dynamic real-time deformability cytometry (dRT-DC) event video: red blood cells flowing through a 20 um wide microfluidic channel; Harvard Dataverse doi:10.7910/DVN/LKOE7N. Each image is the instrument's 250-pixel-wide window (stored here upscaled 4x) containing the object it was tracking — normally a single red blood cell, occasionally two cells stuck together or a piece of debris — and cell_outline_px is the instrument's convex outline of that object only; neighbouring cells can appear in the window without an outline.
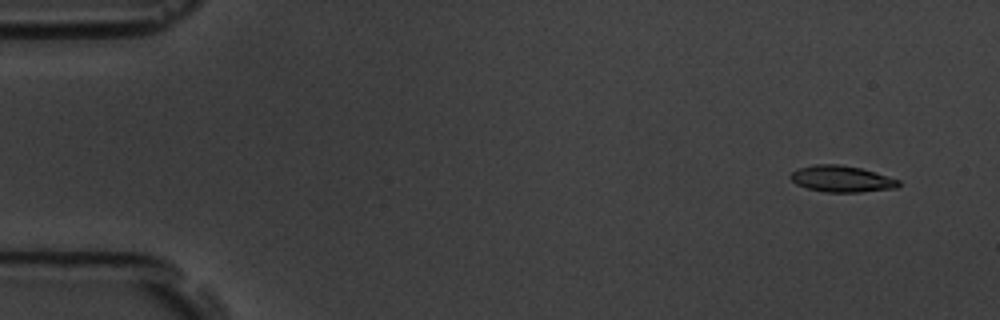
{"species": "common noctule bat (a hibernating species)", "species_latin": "Nyctalus noctula", "temperature_condition": "room temperature", "stored_images_in_passage": 4, "camera_frame_rate_fps": 3000, "um_per_image_px": 0.085, "animal": {"sex": "male", "body_mass_g": 19.5, "forearm_length_mm": 54.6}, "frame": {"image": 1, "passage_image": 1, "time_ms": 0.0, "image_size_px": [1000, 320], "cell_outline_px": [[900, 184], [896, 188], [860, 192], [824, 192], [808, 188], [796, 184], [788, 176], [796, 168], [816, 164], [840, 164], [860, 168], [900, 180]], "centroid_in_image_um": [71.5, 15.2], "position_along_channel_um": 13.5, "area_um2": 16.59}}